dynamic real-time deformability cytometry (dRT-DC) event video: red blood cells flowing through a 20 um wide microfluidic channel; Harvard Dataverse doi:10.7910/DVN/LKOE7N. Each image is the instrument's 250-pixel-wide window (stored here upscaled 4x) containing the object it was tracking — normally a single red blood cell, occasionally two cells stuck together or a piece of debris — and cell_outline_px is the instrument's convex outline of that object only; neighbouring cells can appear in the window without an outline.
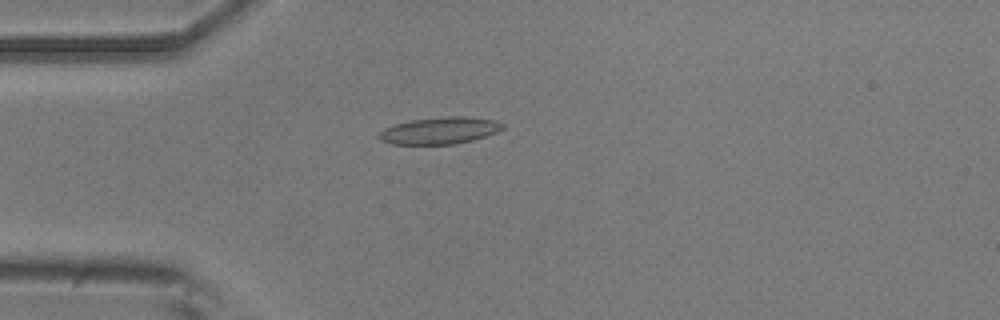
{"species": "common noctule bat (a hibernating species)", "species_latin": "Nyctalus noctula", "temperature_condition": "room temperature", "stored_images_in_passage": 5, "camera_frame_rate_fps": 3000, "um_per_image_px": 0.085, "animal": {"sex": "male", "body_mass_g": 20.5, "forearm_length_mm": 52.5}, "frame": {"image": 1, "passage_image": 4, "time_ms": 1.0, "image_size_px": [1000, 320], "cell_outline_px": [[504, 128], [496, 132], [472, 140], [456, 144], [392, 144], [380, 140], [376, 136], [376, 132], [384, 128], [396, 124], [412, 120], [444, 116], [464, 116], [496, 120], [504, 124]], "centroid_in_image_um": [37.34, 11.1], "position_along_channel_um": 47.7, "area_um2": 19.48}}